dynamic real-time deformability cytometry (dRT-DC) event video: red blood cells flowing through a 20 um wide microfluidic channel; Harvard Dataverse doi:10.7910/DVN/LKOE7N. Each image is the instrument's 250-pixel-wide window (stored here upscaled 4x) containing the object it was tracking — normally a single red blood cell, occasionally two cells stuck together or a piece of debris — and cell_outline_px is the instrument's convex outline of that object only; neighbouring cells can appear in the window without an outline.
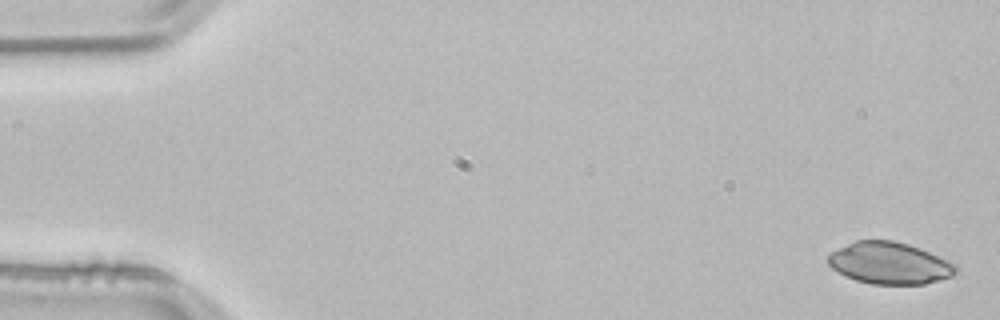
{"species": "common noctule bat (a hibernating species)", "species_latin": "Nyctalus noctula", "temperature_condition": "room temperature", "stored_images_in_passage": 4, "camera_frame_rate_fps": 3000, "um_per_image_px": 0.085, "animal": {"sex": "male", "body_mass_g": 21.5, "forearm_length_mm": 52.0}, "frame": {"image": 1, "passage_image": 1, "time_ms": 0.0, "image_size_px": [1000, 320], "cell_outline_px": [[956, 272], [952, 276], [940, 280], [924, 284], [872, 284], [856, 280], [844, 276], [832, 268], [828, 264], [828, 256], [832, 252], [856, 240], [892, 240], [908, 244], [920, 248], [956, 264]], "centroid_in_image_um": [75.61, 22.37], "position_along_channel_um": 9.4, "area_um2": 30.98}}